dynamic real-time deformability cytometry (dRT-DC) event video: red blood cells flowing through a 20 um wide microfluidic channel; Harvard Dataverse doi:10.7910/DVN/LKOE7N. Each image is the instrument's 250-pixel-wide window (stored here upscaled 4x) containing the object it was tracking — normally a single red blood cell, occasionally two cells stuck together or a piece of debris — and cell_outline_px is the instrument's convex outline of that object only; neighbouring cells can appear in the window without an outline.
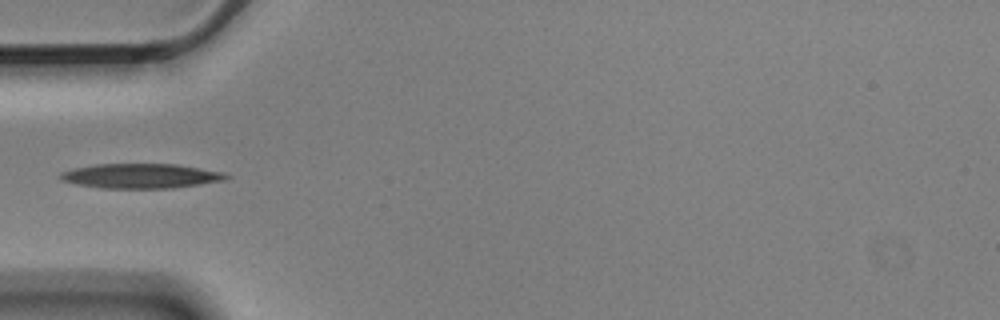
{"species": "Egyptian fruit bat (a non-hibernating species)", "species_latin": "Rousettus aegyptiacus", "temperature_condition": "cold", "stored_images_in_passage": 8, "camera_frame_rate_fps": 3000, "um_per_image_px": 0.085, "animal": {"sex": "male"}, "frame": {"image": 1, "passage_image": 4, "time_ms": 1.0, "image_size_px": [1000, 320], "cell_outline_px": [[232, 176], [224, 180], [172, 188], [100, 188], [76, 184], [60, 180], [60, 172], [76, 168], [96, 164], [176, 164], [224, 172]], "centroid_in_image_um": [11.97, 14.95], "position_along_channel_um": 73.0, "area_um2": 23.76}}
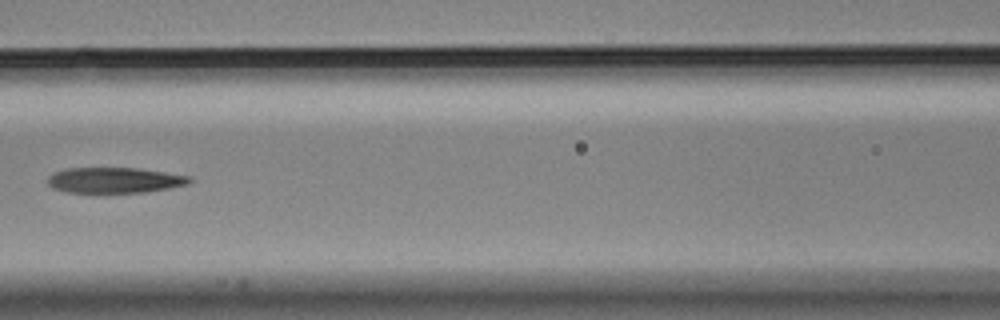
{"frame": {"image": 2, "passage_image": 6, "time_ms": 1.667, "image_size_px": [1000, 320], "cell_outline_px": [[192, 180], [188, 184], [168, 188], [144, 192], [64, 192], [52, 188], [48, 184], [48, 176], [64, 168], [136, 168], [192, 176]], "centroid_in_image_um": [9.72, 15.31], "position_along_channel_um": 156.9, "area_um2": 21.04}}
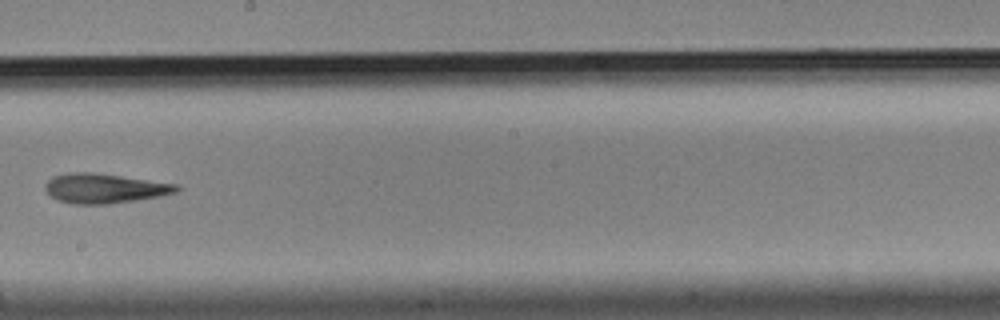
{"frame": {"image": 3, "passage_image": 8, "time_ms": 2.333, "image_size_px": [1000, 320], "cell_outline_px": [[180, 188], [176, 192], [160, 196], [108, 204], [76, 204], [56, 200], [44, 188], [44, 184], [52, 176], [72, 172], [92, 172], [180, 184]], "centroid_in_image_um": [8.88, 16.0], "position_along_channel_um": 239.3, "area_um2": 22.66}}